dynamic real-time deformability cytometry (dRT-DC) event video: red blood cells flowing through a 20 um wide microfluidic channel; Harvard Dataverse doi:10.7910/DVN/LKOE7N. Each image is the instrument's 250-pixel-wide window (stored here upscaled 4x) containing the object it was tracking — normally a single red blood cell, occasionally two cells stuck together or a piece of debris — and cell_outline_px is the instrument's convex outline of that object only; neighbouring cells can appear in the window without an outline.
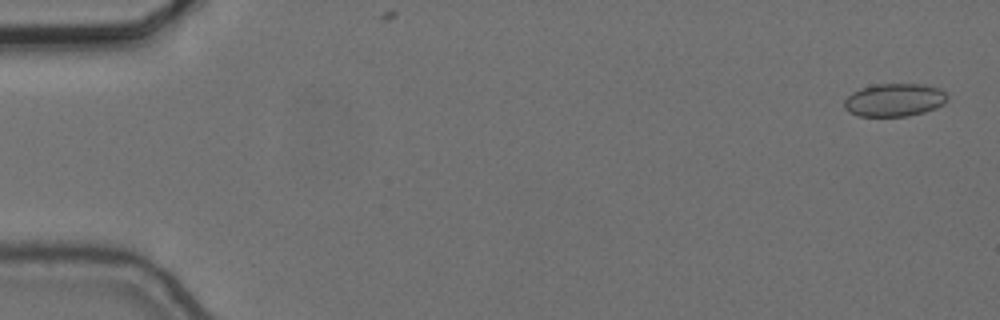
{"species": "common noctule bat (a hibernating species)", "species_latin": "Nyctalus noctula", "temperature_condition": "cold", "stored_images_in_passage": 56, "camera_frame_rate_fps": 3000, "um_per_image_px": 0.085, "animal": {"sex": "female", "body_mass_g": 24.6, "forearm_length_mm": 56.2}, "frame": {"image": 1, "passage_image": 2, "time_ms": 0.333, "image_size_px": [1000, 320], "cell_outline_px": [[948, 96], [944, 104], [936, 108], [924, 112], [908, 116], [856, 116], [848, 112], [844, 108], [844, 100], [852, 92], [860, 88], [872, 84], [924, 84], [936, 88], [944, 92]], "centroid_in_image_um": [75.98, 8.5], "position_along_channel_um": 9.0, "area_um2": 19.94}}
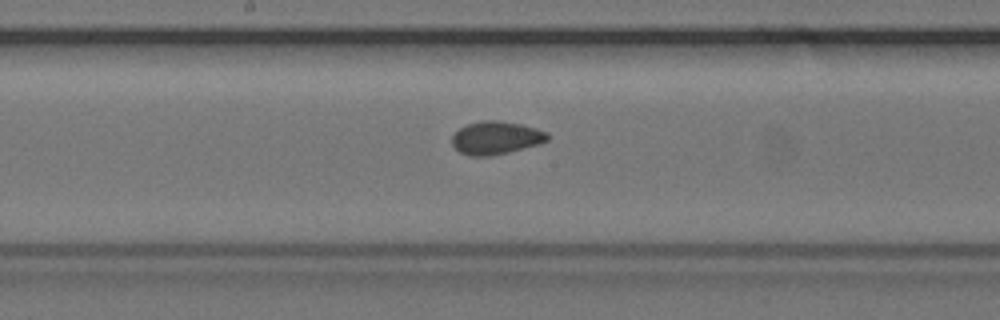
{"frame": {"image": 2, "passage_image": 30, "time_ms": 9.667, "image_size_px": [1000, 320], "cell_outline_px": [[548, 140], [540, 144], [508, 152], [488, 156], [468, 156], [460, 152], [452, 144], [452, 136], [460, 128], [468, 124], [484, 120], [496, 120], [520, 124], [536, 128], [548, 132]], "centroid_in_image_um": [42.17, 11.72], "position_along_channel_um": 206.0, "area_um2": 18.26}}
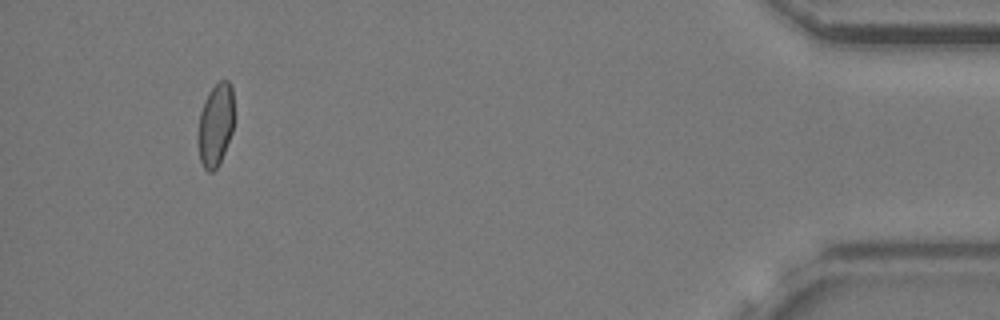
{"frame": {"image": 3, "passage_image": 53, "time_ms": 17.333, "image_size_px": [1000, 320], "cell_outline_px": [[232, 132], [220, 164], [212, 172], [208, 172], [204, 168], [200, 160], [196, 136], [200, 112], [204, 100], [208, 92], [220, 80], [228, 80], [232, 88]], "centroid_in_image_um": [18.28, 10.65], "position_along_channel_um": 416.9, "area_um2": 17.51}, "authors_computed_cell_mechanics": {"area_um2": 18.2937, "velocity_mm_per_s": 3.6673, "shape_relaxation_time_tau1_ms": 3.0916, "shape_relaxation_time_tau2_ms": 2.293, "deformation_change_tau1": 0.0708, "deformation_change_tau2": 0.0562}}